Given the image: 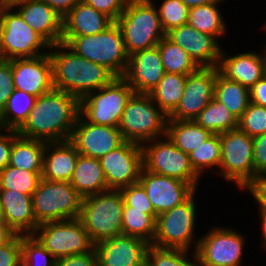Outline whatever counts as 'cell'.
<instances>
[{
    "mask_svg": "<svg viewBox=\"0 0 266 266\" xmlns=\"http://www.w3.org/2000/svg\"><path fill=\"white\" fill-rule=\"evenodd\" d=\"M22 266H55L56 258L33 235H21Z\"/></svg>",
    "mask_w": 266,
    "mask_h": 266,
    "instance_id": "60d3db41",
    "label": "cell"
},
{
    "mask_svg": "<svg viewBox=\"0 0 266 266\" xmlns=\"http://www.w3.org/2000/svg\"><path fill=\"white\" fill-rule=\"evenodd\" d=\"M156 8L165 33L188 23L189 8L181 0H163Z\"/></svg>",
    "mask_w": 266,
    "mask_h": 266,
    "instance_id": "b9f144b4",
    "label": "cell"
},
{
    "mask_svg": "<svg viewBox=\"0 0 266 266\" xmlns=\"http://www.w3.org/2000/svg\"><path fill=\"white\" fill-rule=\"evenodd\" d=\"M157 47L166 73L189 75L199 68L188 53L167 36L162 38Z\"/></svg>",
    "mask_w": 266,
    "mask_h": 266,
    "instance_id": "d590c367",
    "label": "cell"
},
{
    "mask_svg": "<svg viewBox=\"0 0 266 266\" xmlns=\"http://www.w3.org/2000/svg\"><path fill=\"white\" fill-rule=\"evenodd\" d=\"M16 233L7 225L0 224V247L8 243Z\"/></svg>",
    "mask_w": 266,
    "mask_h": 266,
    "instance_id": "11a10c76",
    "label": "cell"
},
{
    "mask_svg": "<svg viewBox=\"0 0 266 266\" xmlns=\"http://www.w3.org/2000/svg\"><path fill=\"white\" fill-rule=\"evenodd\" d=\"M251 193L252 197L258 203L260 215H266V179H260L250 185L246 191Z\"/></svg>",
    "mask_w": 266,
    "mask_h": 266,
    "instance_id": "816d5d0a",
    "label": "cell"
},
{
    "mask_svg": "<svg viewBox=\"0 0 266 266\" xmlns=\"http://www.w3.org/2000/svg\"><path fill=\"white\" fill-rule=\"evenodd\" d=\"M116 23L121 28L129 56L157 46L166 36L153 0H130Z\"/></svg>",
    "mask_w": 266,
    "mask_h": 266,
    "instance_id": "277c9868",
    "label": "cell"
},
{
    "mask_svg": "<svg viewBox=\"0 0 266 266\" xmlns=\"http://www.w3.org/2000/svg\"><path fill=\"white\" fill-rule=\"evenodd\" d=\"M245 238L230 227L210 228L200 236L196 250L201 266H242Z\"/></svg>",
    "mask_w": 266,
    "mask_h": 266,
    "instance_id": "5bb4252c",
    "label": "cell"
},
{
    "mask_svg": "<svg viewBox=\"0 0 266 266\" xmlns=\"http://www.w3.org/2000/svg\"><path fill=\"white\" fill-rule=\"evenodd\" d=\"M24 0H0V8H13Z\"/></svg>",
    "mask_w": 266,
    "mask_h": 266,
    "instance_id": "680465c9",
    "label": "cell"
},
{
    "mask_svg": "<svg viewBox=\"0 0 266 266\" xmlns=\"http://www.w3.org/2000/svg\"><path fill=\"white\" fill-rule=\"evenodd\" d=\"M124 203L131 208L144 210V213L157 214L150 202L146 190L138 182L120 189Z\"/></svg>",
    "mask_w": 266,
    "mask_h": 266,
    "instance_id": "ee69618b",
    "label": "cell"
},
{
    "mask_svg": "<svg viewBox=\"0 0 266 266\" xmlns=\"http://www.w3.org/2000/svg\"><path fill=\"white\" fill-rule=\"evenodd\" d=\"M220 141L222 154L218 175L241 190L261 179L254 171L253 137L236 128L221 133Z\"/></svg>",
    "mask_w": 266,
    "mask_h": 266,
    "instance_id": "ba28073f",
    "label": "cell"
},
{
    "mask_svg": "<svg viewBox=\"0 0 266 266\" xmlns=\"http://www.w3.org/2000/svg\"><path fill=\"white\" fill-rule=\"evenodd\" d=\"M17 136L16 130L0 128V170L9 165L12 143Z\"/></svg>",
    "mask_w": 266,
    "mask_h": 266,
    "instance_id": "f907efd6",
    "label": "cell"
},
{
    "mask_svg": "<svg viewBox=\"0 0 266 266\" xmlns=\"http://www.w3.org/2000/svg\"><path fill=\"white\" fill-rule=\"evenodd\" d=\"M238 128L250 137L266 132V107L249 103L248 108L238 119Z\"/></svg>",
    "mask_w": 266,
    "mask_h": 266,
    "instance_id": "7bdbcfd3",
    "label": "cell"
},
{
    "mask_svg": "<svg viewBox=\"0 0 266 266\" xmlns=\"http://www.w3.org/2000/svg\"><path fill=\"white\" fill-rule=\"evenodd\" d=\"M168 116L149 94L134 93L123 111L119 130L125 141L142 144L166 136Z\"/></svg>",
    "mask_w": 266,
    "mask_h": 266,
    "instance_id": "8992f818",
    "label": "cell"
},
{
    "mask_svg": "<svg viewBox=\"0 0 266 266\" xmlns=\"http://www.w3.org/2000/svg\"><path fill=\"white\" fill-rule=\"evenodd\" d=\"M253 144L254 171L261 179H266V132L253 137Z\"/></svg>",
    "mask_w": 266,
    "mask_h": 266,
    "instance_id": "c3c4849f",
    "label": "cell"
},
{
    "mask_svg": "<svg viewBox=\"0 0 266 266\" xmlns=\"http://www.w3.org/2000/svg\"><path fill=\"white\" fill-rule=\"evenodd\" d=\"M15 89L12 73V60L0 59V113Z\"/></svg>",
    "mask_w": 266,
    "mask_h": 266,
    "instance_id": "bcb514c9",
    "label": "cell"
},
{
    "mask_svg": "<svg viewBox=\"0 0 266 266\" xmlns=\"http://www.w3.org/2000/svg\"><path fill=\"white\" fill-rule=\"evenodd\" d=\"M165 71L158 47L141 50L129 56L123 78L135 93L149 94L163 78Z\"/></svg>",
    "mask_w": 266,
    "mask_h": 266,
    "instance_id": "7402d4cb",
    "label": "cell"
},
{
    "mask_svg": "<svg viewBox=\"0 0 266 266\" xmlns=\"http://www.w3.org/2000/svg\"><path fill=\"white\" fill-rule=\"evenodd\" d=\"M113 23L110 17L81 0L63 17L62 36L98 34Z\"/></svg>",
    "mask_w": 266,
    "mask_h": 266,
    "instance_id": "4316f807",
    "label": "cell"
},
{
    "mask_svg": "<svg viewBox=\"0 0 266 266\" xmlns=\"http://www.w3.org/2000/svg\"><path fill=\"white\" fill-rule=\"evenodd\" d=\"M216 77L217 67H199L187 75L183 95L168 120H194L214 98Z\"/></svg>",
    "mask_w": 266,
    "mask_h": 266,
    "instance_id": "2e32d148",
    "label": "cell"
},
{
    "mask_svg": "<svg viewBox=\"0 0 266 266\" xmlns=\"http://www.w3.org/2000/svg\"><path fill=\"white\" fill-rule=\"evenodd\" d=\"M0 266H22L21 235L0 247Z\"/></svg>",
    "mask_w": 266,
    "mask_h": 266,
    "instance_id": "f6af8a7d",
    "label": "cell"
},
{
    "mask_svg": "<svg viewBox=\"0 0 266 266\" xmlns=\"http://www.w3.org/2000/svg\"><path fill=\"white\" fill-rule=\"evenodd\" d=\"M33 236L56 259L88 253L95 248L79 218L39 224Z\"/></svg>",
    "mask_w": 266,
    "mask_h": 266,
    "instance_id": "4fadbf2b",
    "label": "cell"
},
{
    "mask_svg": "<svg viewBox=\"0 0 266 266\" xmlns=\"http://www.w3.org/2000/svg\"><path fill=\"white\" fill-rule=\"evenodd\" d=\"M189 252L182 249L159 248L150 244L146 251L145 266H201L197 251Z\"/></svg>",
    "mask_w": 266,
    "mask_h": 266,
    "instance_id": "f35d334b",
    "label": "cell"
},
{
    "mask_svg": "<svg viewBox=\"0 0 266 266\" xmlns=\"http://www.w3.org/2000/svg\"><path fill=\"white\" fill-rule=\"evenodd\" d=\"M195 194L196 191L182 204L157 215L151 245L186 251L193 247L192 250H197L200 238H196L194 232L197 218Z\"/></svg>",
    "mask_w": 266,
    "mask_h": 266,
    "instance_id": "52a82bcc",
    "label": "cell"
},
{
    "mask_svg": "<svg viewBox=\"0 0 266 266\" xmlns=\"http://www.w3.org/2000/svg\"><path fill=\"white\" fill-rule=\"evenodd\" d=\"M150 244L128 235H119L95 244L98 266H145Z\"/></svg>",
    "mask_w": 266,
    "mask_h": 266,
    "instance_id": "ffe728a7",
    "label": "cell"
},
{
    "mask_svg": "<svg viewBox=\"0 0 266 266\" xmlns=\"http://www.w3.org/2000/svg\"><path fill=\"white\" fill-rule=\"evenodd\" d=\"M123 208L120 190L109 189L82 198L79 219L94 244L123 234Z\"/></svg>",
    "mask_w": 266,
    "mask_h": 266,
    "instance_id": "5b68a950",
    "label": "cell"
},
{
    "mask_svg": "<svg viewBox=\"0 0 266 266\" xmlns=\"http://www.w3.org/2000/svg\"><path fill=\"white\" fill-rule=\"evenodd\" d=\"M12 73L15 89L36 97L53 89L49 54L35 58L12 59Z\"/></svg>",
    "mask_w": 266,
    "mask_h": 266,
    "instance_id": "44dd1931",
    "label": "cell"
},
{
    "mask_svg": "<svg viewBox=\"0 0 266 266\" xmlns=\"http://www.w3.org/2000/svg\"><path fill=\"white\" fill-rule=\"evenodd\" d=\"M77 55L104 66L115 77H123L129 63V55L120 26L114 22L106 30L94 35L62 36Z\"/></svg>",
    "mask_w": 266,
    "mask_h": 266,
    "instance_id": "3957f363",
    "label": "cell"
},
{
    "mask_svg": "<svg viewBox=\"0 0 266 266\" xmlns=\"http://www.w3.org/2000/svg\"><path fill=\"white\" fill-rule=\"evenodd\" d=\"M157 214L185 202L195 191L189 183L174 177L148 172L142 168L138 181Z\"/></svg>",
    "mask_w": 266,
    "mask_h": 266,
    "instance_id": "ac0fdd59",
    "label": "cell"
},
{
    "mask_svg": "<svg viewBox=\"0 0 266 266\" xmlns=\"http://www.w3.org/2000/svg\"><path fill=\"white\" fill-rule=\"evenodd\" d=\"M250 102L266 107V78L257 81L250 89Z\"/></svg>",
    "mask_w": 266,
    "mask_h": 266,
    "instance_id": "f5cc1de1",
    "label": "cell"
},
{
    "mask_svg": "<svg viewBox=\"0 0 266 266\" xmlns=\"http://www.w3.org/2000/svg\"><path fill=\"white\" fill-rule=\"evenodd\" d=\"M166 36L185 50L198 67H218L222 46L213 35L199 32L191 25L172 28Z\"/></svg>",
    "mask_w": 266,
    "mask_h": 266,
    "instance_id": "d6986e66",
    "label": "cell"
},
{
    "mask_svg": "<svg viewBox=\"0 0 266 266\" xmlns=\"http://www.w3.org/2000/svg\"><path fill=\"white\" fill-rule=\"evenodd\" d=\"M0 204L6 224L19 235H33L37 229L32 196L12 190H0Z\"/></svg>",
    "mask_w": 266,
    "mask_h": 266,
    "instance_id": "d4e9b609",
    "label": "cell"
},
{
    "mask_svg": "<svg viewBox=\"0 0 266 266\" xmlns=\"http://www.w3.org/2000/svg\"><path fill=\"white\" fill-rule=\"evenodd\" d=\"M55 266H98L96 250L56 259Z\"/></svg>",
    "mask_w": 266,
    "mask_h": 266,
    "instance_id": "681fc988",
    "label": "cell"
},
{
    "mask_svg": "<svg viewBox=\"0 0 266 266\" xmlns=\"http://www.w3.org/2000/svg\"><path fill=\"white\" fill-rule=\"evenodd\" d=\"M2 31H3V23H2V17L0 15V59H1Z\"/></svg>",
    "mask_w": 266,
    "mask_h": 266,
    "instance_id": "94428289",
    "label": "cell"
},
{
    "mask_svg": "<svg viewBox=\"0 0 266 266\" xmlns=\"http://www.w3.org/2000/svg\"><path fill=\"white\" fill-rule=\"evenodd\" d=\"M221 141L220 134H212L204 143L189 154L190 163L194 171L201 177L202 173L213 168L218 173L221 164Z\"/></svg>",
    "mask_w": 266,
    "mask_h": 266,
    "instance_id": "ab89813d",
    "label": "cell"
},
{
    "mask_svg": "<svg viewBox=\"0 0 266 266\" xmlns=\"http://www.w3.org/2000/svg\"><path fill=\"white\" fill-rule=\"evenodd\" d=\"M157 215L144 213V210L128 207L124 203L122 212L123 235L134 236L151 244L155 235Z\"/></svg>",
    "mask_w": 266,
    "mask_h": 266,
    "instance_id": "8d00e7d4",
    "label": "cell"
},
{
    "mask_svg": "<svg viewBox=\"0 0 266 266\" xmlns=\"http://www.w3.org/2000/svg\"><path fill=\"white\" fill-rule=\"evenodd\" d=\"M70 141L81 155L99 159L125 140L119 128L93 124L79 113Z\"/></svg>",
    "mask_w": 266,
    "mask_h": 266,
    "instance_id": "e0dca14e",
    "label": "cell"
},
{
    "mask_svg": "<svg viewBox=\"0 0 266 266\" xmlns=\"http://www.w3.org/2000/svg\"><path fill=\"white\" fill-rule=\"evenodd\" d=\"M50 49L53 88L67 92L79 101L115 78L104 66L77 55L62 42L51 45Z\"/></svg>",
    "mask_w": 266,
    "mask_h": 266,
    "instance_id": "7a4b0ae2",
    "label": "cell"
},
{
    "mask_svg": "<svg viewBox=\"0 0 266 266\" xmlns=\"http://www.w3.org/2000/svg\"><path fill=\"white\" fill-rule=\"evenodd\" d=\"M188 8L200 6V5H207L215 2H221L224 0H181Z\"/></svg>",
    "mask_w": 266,
    "mask_h": 266,
    "instance_id": "9f6ffc18",
    "label": "cell"
},
{
    "mask_svg": "<svg viewBox=\"0 0 266 266\" xmlns=\"http://www.w3.org/2000/svg\"><path fill=\"white\" fill-rule=\"evenodd\" d=\"M14 9H17L25 23L50 45L61 43L63 17L47 3L42 0H24Z\"/></svg>",
    "mask_w": 266,
    "mask_h": 266,
    "instance_id": "603a6c76",
    "label": "cell"
},
{
    "mask_svg": "<svg viewBox=\"0 0 266 266\" xmlns=\"http://www.w3.org/2000/svg\"><path fill=\"white\" fill-rule=\"evenodd\" d=\"M166 135L178 149L190 154L212 133L202 128L194 120H168Z\"/></svg>",
    "mask_w": 266,
    "mask_h": 266,
    "instance_id": "f1b7e54d",
    "label": "cell"
},
{
    "mask_svg": "<svg viewBox=\"0 0 266 266\" xmlns=\"http://www.w3.org/2000/svg\"><path fill=\"white\" fill-rule=\"evenodd\" d=\"M160 139L156 138L141 144L143 169L180 179L196 190L199 187L200 176L191 166L189 154L178 149L167 135L164 139L163 137Z\"/></svg>",
    "mask_w": 266,
    "mask_h": 266,
    "instance_id": "8fae6325",
    "label": "cell"
},
{
    "mask_svg": "<svg viewBox=\"0 0 266 266\" xmlns=\"http://www.w3.org/2000/svg\"><path fill=\"white\" fill-rule=\"evenodd\" d=\"M194 121L212 134H221L238 128V119L220 101L213 98Z\"/></svg>",
    "mask_w": 266,
    "mask_h": 266,
    "instance_id": "e575fe53",
    "label": "cell"
},
{
    "mask_svg": "<svg viewBox=\"0 0 266 266\" xmlns=\"http://www.w3.org/2000/svg\"><path fill=\"white\" fill-rule=\"evenodd\" d=\"M70 184L84 198L109 190L98 158L79 154Z\"/></svg>",
    "mask_w": 266,
    "mask_h": 266,
    "instance_id": "83f0119b",
    "label": "cell"
},
{
    "mask_svg": "<svg viewBox=\"0 0 266 266\" xmlns=\"http://www.w3.org/2000/svg\"><path fill=\"white\" fill-rule=\"evenodd\" d=\"M79 154L70 140L46 142L42 178L49 181L70 182Z\"/></svg>",
    "mask_w": 266,
    "mask_h": 266,
    "instance_id": "cb8c5ba5",
    "label": "cell"
},
{
    "mask_svg": "<svg viewBox=\"0 0 266 266\" xmlns=\"http://www.w3.org/2000/svg\"><path fill=\"white\" fill-rule=\"evenodd\" d=\"M263 50L260 53V56H261V60H262V63H263L264 77L266 78V43H265V46H264V49Z\"/></svg>",
    "mask_w": 266,
    "mask_h": 266,
    "instance_id": "91938a15",
    "label": "cell"
},
{
    "mask_svg": "<svg viewBox=\"0 0 266 266\" xmlns=\"http://www.w3.org/2000/svg\"><path fill=\"white\" fill-rule=\"evenodd\" d=\"M225 53L227 54L222 50L218 68L229 80L236 81L250 89L264 77L263 63L259 52L248 50V52L233 56H227Z\"/></svg>",
    "mask_w": 266,
    "mask_h": 266,
    "instance_id": "484cf974",
    "label": "cell"
},
{
    "mask_svg": "<svg viewBox=\"0 0 266 266\" xmlns=\"http://www.w3.org/2000/svg\"><path fill=\"white\" fill-rule=\"evenodd\" d=\"M36 99L37 97L32 94L14 89L0 113V128L17 131L26 121Z\"/></svg>",
    "mask_w": 266,
    "mask_h": 266,
    "instance_id": "836d02e7",
    "label": "cell"
},
{
    "mask_svg": "<svg viewBox=\"0 0 266 266\" xmlns=\"http://www.w3.org/2000/svg\"><path fill=\"white\" fill-rule=\"evenodd\" d=\"M42 179V171L20 170L7 165L0 170V190H12L31 195Z\"/></svg>",
    "mask_w": 266,
    "mask_h": 266,
    "instance_id": "74e56055",
    "label": "cell"
},
{
    "mask_svg": "<svg viewBox=\"0 0 266 266\" xmlns=\"http://www.w3.org/2000/svg\"><path fill=\"white\" fill-rule=\"evenodd\" d=\"M219 3L222 2L189 8L188 24L199 32L213 35L219 40L221 36L227 33V25L218 8Z\"/></svg>",
    "mask_w": 266,
    "mask_h": 266,
    "instance_id": "d6a6232c",
    "label": "cell"
},
{
    "mask_svg": "<svg viewBox=\"0 0 266 266\" xmlns=\"http://www.w3.org/2000/svg\"><path fill=\"white\" fill-rule=\"evenodd\" d=\"M80 112V101L67 92L52 89L37 97L17 134L44 142L70 140Z\"/></svg>",
    "mask_w": 266,
    "mask_h": 266,
    "instance_id": "6da1fadb",
    "label": "cell"
},
{
    "mask_svg": "<svg viewBox=\"0 0 266 266\" xmlns=\"http://www.w3.org/2000/svg\"><path fill=\"white\" fill-rule=\"evenodd\" d=\"M116 22L130 0H83Z\"/></svg>",
    "mask_w": 266,
    "mask_h": 266,
    "instance_id": "7dc6e473",
    "label": "cell"
},
{
    "mask_svg": "<svg viewBox=\"0 0 266 266\" xmlns=\"http://www.w3.org/2000/svg\"><path fill=\"white\" fill-rule=\"evenodd\" d=\"M64 17L81 0H42Z\"/></svg>",
    "mask_w": 266,
    "mask_h": 266,
    "instance_id": "db71d44e",
    "label": "cell"
},
{
    "mask_svg": "<svg viewBox=\"0 0 266 266\" xmlns=\"http://www.w3.org/2000/svg\"><path fill=\"white\" fill-rule=\"evenodd\" d=\"M0 224H6L4 212H3V208L1 204H0Z\"/></svg>",
    "mask_w": 266,
    "mask_h": 266,
    "instance_id": "6125c7cd",
    "label": "cell"
},
{
    "mask_svg": "<svg viewBox=\"0 0 266 266\" xmlns=\"http://www.w3.org/2000/svg\"><path fill=\"white\" fill-rule=\"evenodd\" d=\"M260 223H261V237L263 238L262 244L261 246H263L265 249L266 248V215H260Z\"/></svg>",
    "mask_w": 266,
    "mask_h": 266,
    "instance_id": "6f0895ef",
    "label": "cell"
},
{
    "mask_svg": "<svg viewBox=\"0 0 266 266\" xmlns=\"http://www.w3.org/2000/svg\"><path fill=\"white\" fill-rule=\"evenodd\" d=\"M133 88L123 77H115L108 85L92 91L80 100V114L97 125L119 126Z\"/></svg>",
    "mask_w": 266,
    "mask_h": 266,
    "instance_id": "30bf717a",
    "label": "cell"
},
{
    "mask_svg": "<svg viewBox=\"0 0 266 266\" xmlns=\"http://www.w3.org/2000/svg\"><path fill=\"white\" fill-rule=\"evenodd\" d=\"M46 142L17 136L12 143L9 165L27 171H42Z\"/></svg>",
    "mask_w": 266,
    "mask_h": 266,
    "instance_id": "4dcf8cb0",
    "label": "cell"
},
{
    "mask_svg": "<svg viewBox=\"0 0 266 266\" xmlns=\"http://www.w3.org/2000/svg\"><path fill=\"white\" fill-rule=\"evenodd\" d=\"M263 29L265 30V32H266V22H265V24H264V26H263ZM266 35V34H265Z\"/></svg>",
    "mask_w": 266,
    "mask_h": 266,
    "instance_id": "be15d7a7",
    "label": "cell"
},
{
    "mask_svg": "<svg viewBox=\"0 0 266 266\" xmlns=\"http://www.w3.org/2000/svg\"><path fill=\"white\" fill-rule=\"evenodd\" d=\"M82 197L70 182L41 179L32 194V207L37 224L79 218Z\"/></svg>",
    "mask_w": 266,
    "mask_h": 266,
    "instance_id": "9c48e42d",
    "label": "cell"
},
{
    "mask_svg": "<svg viewBox=\"0 0 266 266\" xmlns=\"http://www.w3.org/2000/svg\"><path fill=\"white\" fill-rule=\"evenodd\" d=\"M108 189L120 190L138 183L143 168L141 144L124 141L99 158Z\"/></svg>",
    "mask_w": 266,
    "mask_h": 266,
    "instance_id": "9a60e30c",
    "label": "cell"
},
{
    "mask_svg": "<svg viewBox=\"0 0 266 266\" xmlns=\"http://www.w3.org/2000/svg\"><path fill=\"white\" fill-rule=\"evenodd\" d=\"M187 75L166 73L149 93L153 102L169 116L178 106L186 86Z\"/></svg>",
    "mask_w": 266,
    "mask_h": 266,
    "instance_id": "1f68e13d",
    "label": "cell"
},
{
    "mask_svg": "<svg viewBox=\"0 0 266 266\" xmlns=\"http://www.w3.org/2000/svg\"><path fill=\"white\" fill-rule=\"evenodd\" d=\"M14 10V7L0 8L3 23L1 59L35 58L48 54L51 45Z\"/></svg>",
    "mask_w": 266,
    "mask_h": 266,
    "instance_id": "7c38bea8",
    "label": "cell"
},
{
    "mask_svg": "<svg viewBox=\"0 0 266 266\" xmlns=\"http://www.w3.org/2000/svg\"><path fill=\"white\" fill-rule=\"evenodd\" d=\"M214 98L225 105L239 119L250 103L249 88L229 80L217 67Z\"/></svg>",
    "mask_w": 266,
    "mask_h": 266,
    "instance_id": "f546056e",
    "label": "cell"
}]
</instances>
